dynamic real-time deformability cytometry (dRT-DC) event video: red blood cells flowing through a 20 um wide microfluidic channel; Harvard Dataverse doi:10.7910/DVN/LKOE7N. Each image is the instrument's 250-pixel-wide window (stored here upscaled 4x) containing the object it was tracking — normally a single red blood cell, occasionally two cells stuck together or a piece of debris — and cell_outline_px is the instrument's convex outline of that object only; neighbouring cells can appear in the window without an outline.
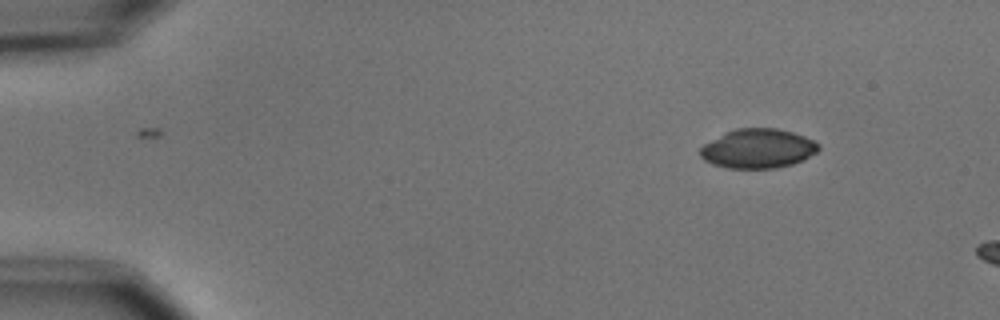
{"species": "common noctule bat (a hibernating species)", "species_latin": "Nyctalus noctula", "temperature_condition": "cold", "stored_images_in_passage": 3, "camera_frame_rate_fps": 3000, "um_per_image_px": 0.085, "animal": {"sex": "male", "body_mass_g": 15.6}, "frame": {"image": 1, "passage_image": 1, "time_ms": 0.0, "image_size_px": [1000, 320], "cell_outline_px": [[820, 148], [816, 152], [804, 160], [792, 164], [776, 168], [728, 168], [712, 164], [704, 160], [700, 156], [700, 148], [704, 144], [724, 132], [736, 128], [776, 128], [792, 132], [804, 136], [820, 144]], "centroid_in_image_um": [64.42, 12.62], "position_along_channel_um": 20.6, "area_um2": 27.22}}